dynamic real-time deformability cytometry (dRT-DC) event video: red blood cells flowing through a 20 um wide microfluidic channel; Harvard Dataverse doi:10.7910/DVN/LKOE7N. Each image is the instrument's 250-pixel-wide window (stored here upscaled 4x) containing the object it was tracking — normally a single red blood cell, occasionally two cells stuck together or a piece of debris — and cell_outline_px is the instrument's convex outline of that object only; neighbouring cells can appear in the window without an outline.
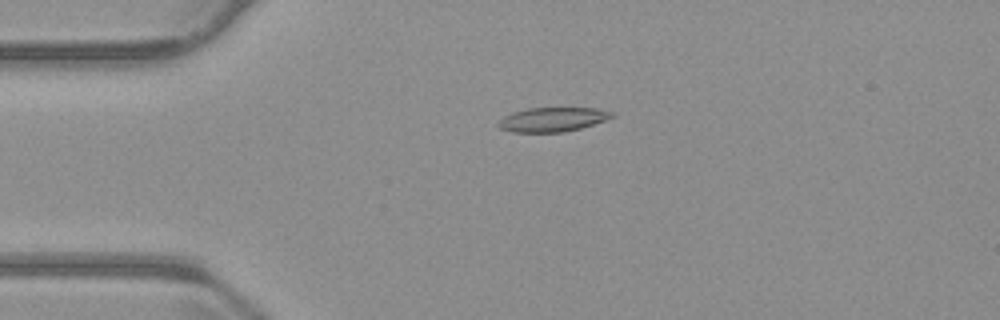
{"species": "common noctule bat (a hibernating species)", "species_latin": "Nyctalus noctula", "temperature_condition": "warm", "stored_images_in_passage": 56, "camera_frame_rate_fps": 3000, "um_per_image_px": 0.085, "animal": {"sex": "male", "body_mass_g": 23.1, "forearm_length_mm": 52.7}, "frame": {"image": 1, "passage_image": 13, "time_ms": 4.0, "image_size_px": [1000, 320], "cell_outline_px": [[616, 116], [580, 128], [564, 132], [512, 132], [500, 128], [496, 124], [504, 116], [512, 112], [528, 108], [596, 108], [616, 112]], "centroid_in_image_um": [46.97, 10.15], "position_along_channel_um": 38.0, "area_um2": 16.07}}
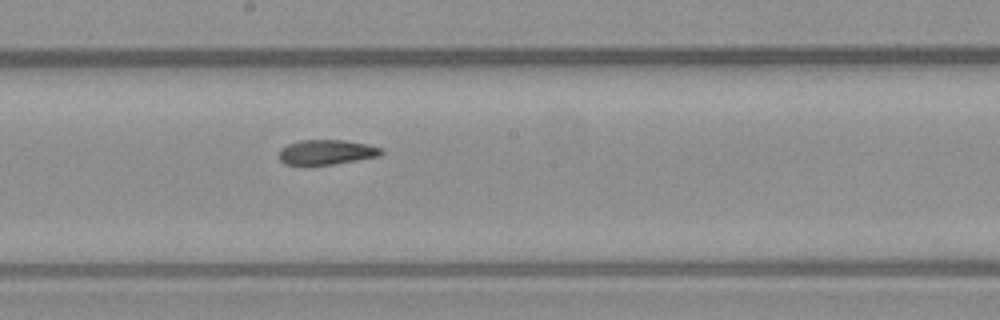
{"frame": {"image": 2, "passage_image": 30, "time_ms": 9.667, "image_size_px": [1000, 320], "cell_outline_px": [[384, 152], [380, 156], [332, 164], [284, 164], [280, 160], [280, 148], [288, 144], [300, 140], [344, 140], [368, 144], [384, 148]], "centroid_in_image_um": [27.8, 12.92], "position_along_channel_um": 220.4, "area_um2": 14.74}}
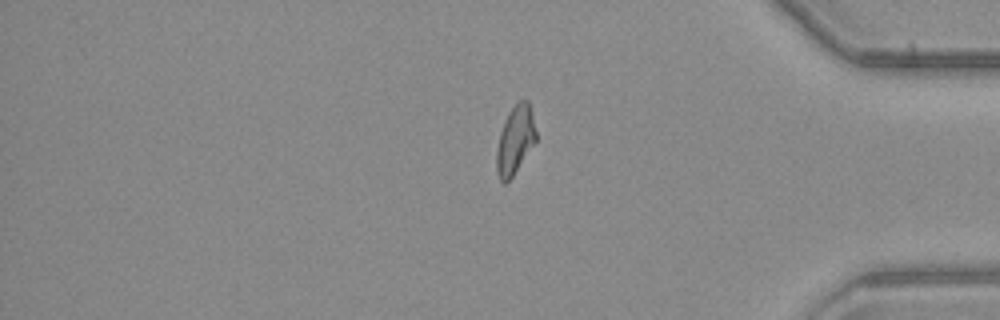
{"frame": {"image": 3, "passage_image": 46, "time_ms": 15.0, "image_size_px": [1000, 320], "cell_outline_px": [[536, 140], [512, 176], [504, 184], [500, 180], [496, 172], [496, 152], [500, 132], [504, 120], [508, 112], [520, 100], [528, 100], [532, 112], [536, 132]], "centroid_in_image_um": [43.77, 11.89], "position_along_channel_um": 391.4, "area_um2": 15.49}, "authors_computed_cell_mechanics": {"area_um2": 15.8083, "velocity_mm_per_s": 3.7261, "shape_relaxation_time_tau1_ms": null, "shape_relaxation_time_tau2_ms": 7.5807, "deformation_change_tau1": null, "deformation_change_tau2": 0.1542}}